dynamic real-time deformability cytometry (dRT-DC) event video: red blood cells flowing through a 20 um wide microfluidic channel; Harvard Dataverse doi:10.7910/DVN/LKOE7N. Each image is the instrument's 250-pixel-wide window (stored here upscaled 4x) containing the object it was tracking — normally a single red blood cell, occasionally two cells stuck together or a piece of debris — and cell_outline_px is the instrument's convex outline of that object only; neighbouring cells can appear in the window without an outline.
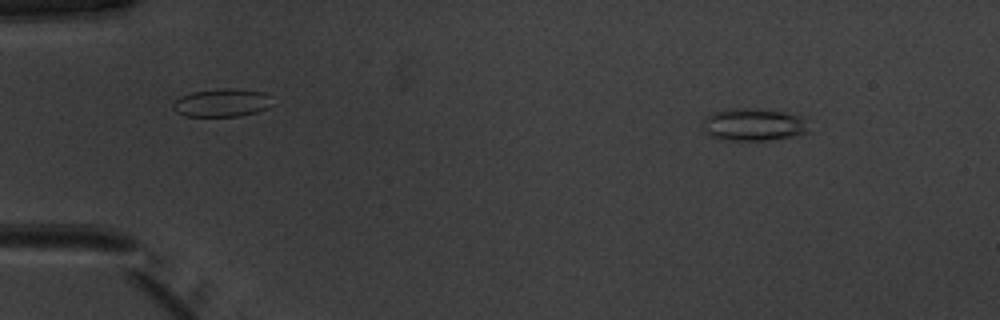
{"species": "common noctule bat (a hibernating species)", "species_latin": "Nyctalus noctula", "temperature_condition": "warm", "stored_images_in_passage": 48, "camera_frame_rate_fps": 3000, "um_per_image_px": 0.085, "animal": {"sex": "male", "body_mass_g": 20.1, "forearm_length_mm": 53.5}, "frame": {"image": 1, "passage_image": 4, "time_ms": 1.0, "image_size_px": [1000, 320], "cell_outline_px": [[808, 132], [788, 136], [764, 140], [720, 140], [704, 132], [704, 116], [728, 108], [756, 108], [796, 112], [804, 116]], "centroid_in_image_um": [64.06, 10.55], "position_along_channel_um": 20.9, "area_um2": 20.29}}
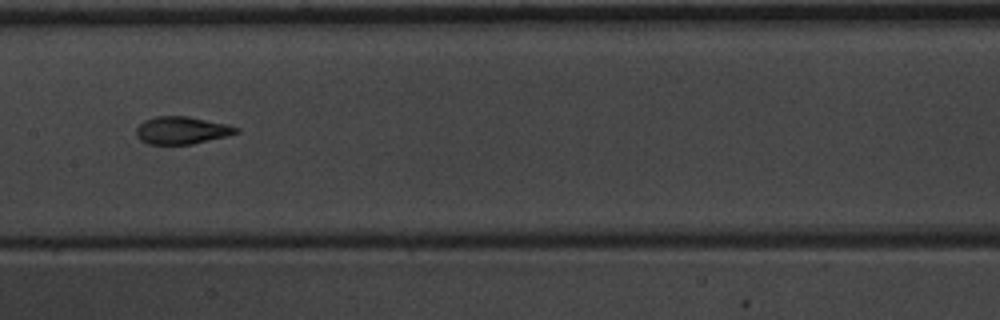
{"frame": {"image": 2, "passage_image": 24, "time_ms": 7.667, "image_size_px": [1000, 320], "cell_outline_px": [[240, 132], [192, 144], [148, 144], [140, 140], [136, 136], [136, 128], [144, 120], [156, 116], [188, 116], [228, 124], [240, 128]], "centroid_in_image_um": [15.44, 11.07], "position_along_channel_um": 192.0, "area_um2": 16.01}}
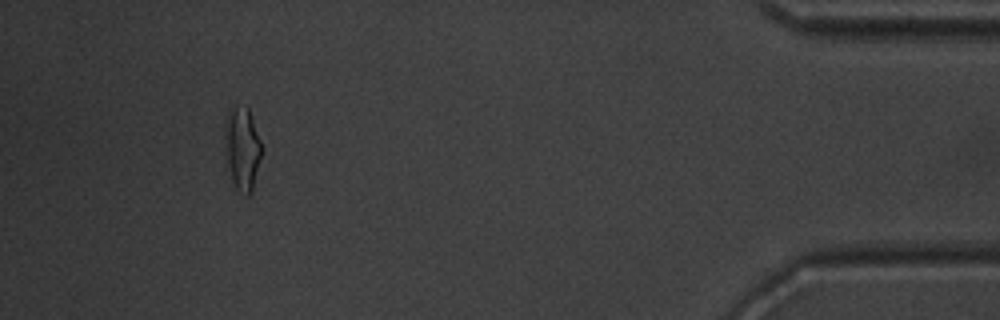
{"frame": {"image": 3, "passage_image": 45, "time_ms": 14.667, "image_size_px": [1000, 320], "cell_outline_px": [[260, 156], [252, 192], [248, 196], [244, 196], [236, 188], [232, 180], [228, 160], [224, 136], [224, 124], [228, 116], [236, 108], [248, 108], [260, 140]], "centroid_in_image_um": [20.59, 12.69], "position_along_channel_um": 414.6, "area_um2": 16.88}, "authors_computed_cell_mechanics": {"area_um2": 16.0973, "velocity_mm_per_s": 4.0185, "shape_relaxation_time_tau1_ms": 7.5978, "shape_relaxation_time_tau2_ms": 1.6335, "deformation_change_tau1": 0.231, "deformation_change_tau2": 0.0759}}